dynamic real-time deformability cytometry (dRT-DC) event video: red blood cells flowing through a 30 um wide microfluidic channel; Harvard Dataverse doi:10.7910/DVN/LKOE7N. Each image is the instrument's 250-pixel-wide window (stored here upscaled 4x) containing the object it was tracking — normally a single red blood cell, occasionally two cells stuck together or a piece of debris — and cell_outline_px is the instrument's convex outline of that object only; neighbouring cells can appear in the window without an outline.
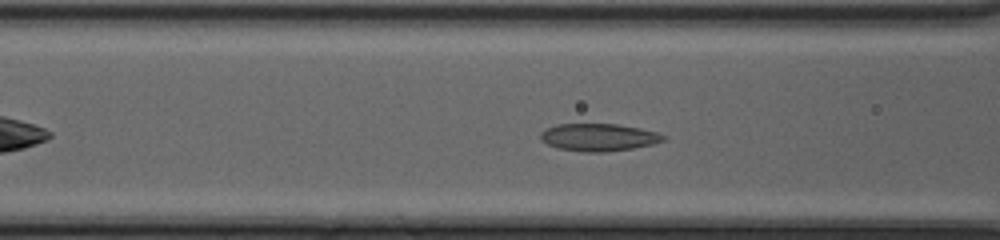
{"species": "common noctule bat (a hibernating species)", "species_latin": "Nyctalus noctula", "temperature_condition": "cold", "stored_images_in_passage": 8, "camera_frame_rate_fps": 3000, "um_per_image_px": 0.085, "animal": {"sex": "female", "body_mass_g": 20.0, "forearm_length_mm": 54.0}, "frame": {"image": 1, "passage_image": 6, "time_ms": 1.667, "image_size_px": [1000, 240], "cell_outline_px": [[664, 140], [652, 144], [632, 148], [604, 152], [584, 152], [560, 148], [548, 144], [540, 140], [540, 132], [556, 124], [616, 124], [640, 128], [656, 132], [664, 136]], "centroid_in_image_um": [50.85, 11.66], "position_along_channel_um": 115.7, "area_um2": 19.42}}